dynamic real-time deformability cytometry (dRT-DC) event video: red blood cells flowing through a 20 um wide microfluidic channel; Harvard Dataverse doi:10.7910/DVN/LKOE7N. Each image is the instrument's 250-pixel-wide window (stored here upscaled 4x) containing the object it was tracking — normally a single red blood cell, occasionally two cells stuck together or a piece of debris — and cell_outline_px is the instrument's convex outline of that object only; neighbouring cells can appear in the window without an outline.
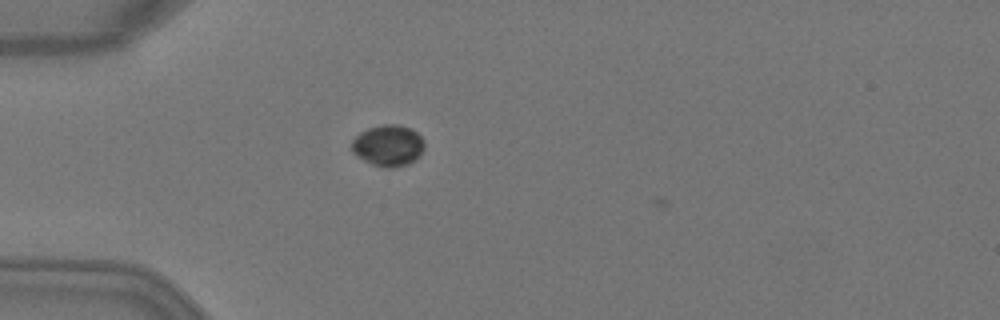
{"species": "Egyptian fruit bat (a non-hibernating species)", "species_latin": "Rousettus aegyptiacus", "temperature_condition": "warm", "stored_images_in_passage": 3, "camera_frame_rate_fps": 3000, "um_per_image_px": 0.085, "animal": {"sex": "female"}, "frame": {"image": 1, "passage_image": 3, "time_ms": 0.667, "image_size_px": [1000, 320], "cell_outline_px": [[424, 148], [420, 156], [408, 164], [392, 168], [388, 168], [372, 164], [356, 156], [352, 152], [352, 140], [360, 132], [368, 128], [384, 124], [400, 124], [412, 128], [424, 140]], "centroid_in_image_um": [33.01, 12.36], "position_along_channel_um": 52.0, "area_um2": 17.63}}